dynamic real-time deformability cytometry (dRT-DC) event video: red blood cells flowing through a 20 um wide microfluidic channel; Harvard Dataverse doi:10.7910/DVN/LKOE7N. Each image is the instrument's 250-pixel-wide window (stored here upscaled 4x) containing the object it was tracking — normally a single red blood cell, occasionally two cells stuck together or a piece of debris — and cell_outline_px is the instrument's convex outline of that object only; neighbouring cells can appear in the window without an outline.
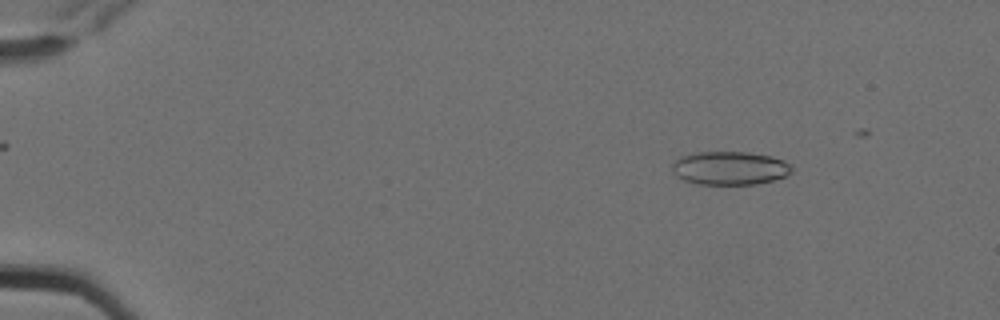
{"species": "Egyptian fruit bat (a non-hibernating species)", "species_latin": "Rousettus aegyptiacus", "temperature_condition": "cold", "stored_images_in_passage": 3, "camera_frame_rate_fps": 3000, "um_per_image_px": 0.085, "animal": {"sex": "female"}, "frame": {"image": 1, "passage_image": 1, "time_ms": 0.0, "image_size_px": [1000, 320], "cell_outline_px": [[792, 172], [784, 176], [772, 180], [756, 184], [696, 184], [684, 180], [676, 176], [672, 168], [672, 164], [680, 156], [700, 152], [748, 152], [772, 156], [784, 160], [792, 164]], "centroid_in_image_um": [62.05, 14.28], "position_along_channel_um": 23.0, "area_um2": 23.35}}